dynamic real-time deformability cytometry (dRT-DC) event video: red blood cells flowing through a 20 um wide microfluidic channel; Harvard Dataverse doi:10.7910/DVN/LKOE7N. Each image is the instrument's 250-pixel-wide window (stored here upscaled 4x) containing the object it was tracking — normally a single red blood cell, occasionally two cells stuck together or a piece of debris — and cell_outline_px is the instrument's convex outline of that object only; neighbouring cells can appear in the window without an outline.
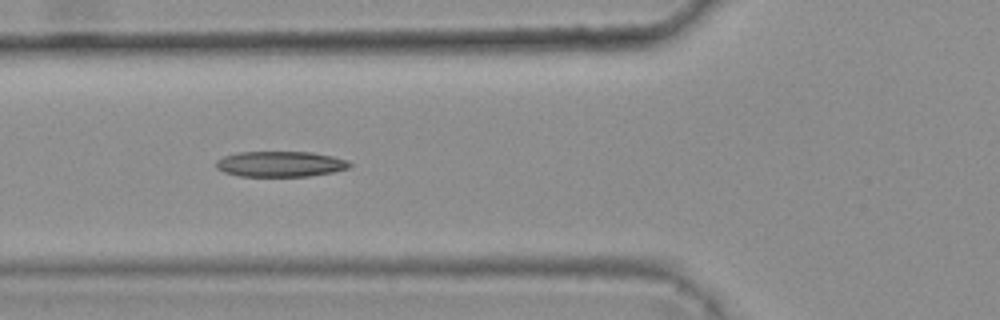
{"species": "common noctule bat (a hibernating species)", "species_latin": "Nyctalus noctula", "temperature_condition": "warm", "stored_images_in_passage": 8, "camera_frame_rate_fps": 3000, "um_per_image_px": 0.085, "animal": {"sex": "female", "body_mass_g": 25.1}, "frame": {"image": 1, "passage_image": 4, "time_ms": 1.0, "image_size_px": [1000, 320], "cell_outline_px": [[352, 164], [348, 168], [332, 172], [308, 176], [240, 176], [224, 172], [216, 168], [216, 160], [224, 156], [236, 152], [312, 152], [332, 156], [348, 160]], "centroid_in_image_um": [23.82, 13.93], "position_along_channel_um": 102.0, "area_um2": 19.88}}
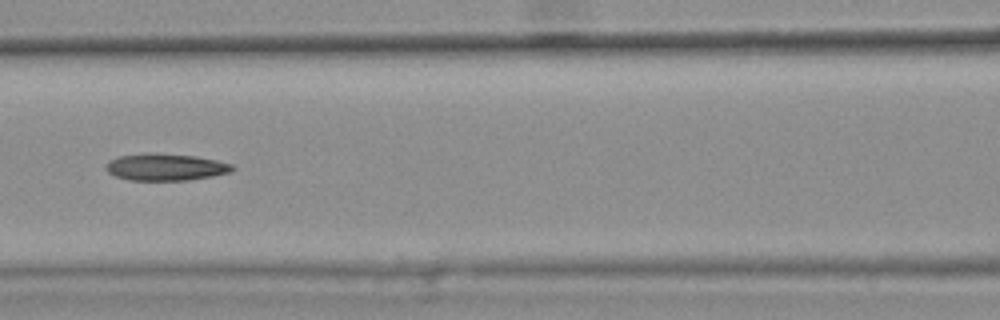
{"frame": {"image": 2, "passage_image": 5, "time_ms": 1.333, "image_size_px": [1000, 320], "cell_outline_px": [[236, 168], [232, 172], [212, 176], [188, 180], [128, 180], [116, 176], [108, 172], [104, 168], [108, 160], [116, 156], [148, 152], [152, 152], [196, 156], [216, 160], [232, 164]], "centroid_in_image_um": [14.05, 14.19], "position_along_channel_um": 152.5, "area_um2": 20.17}}
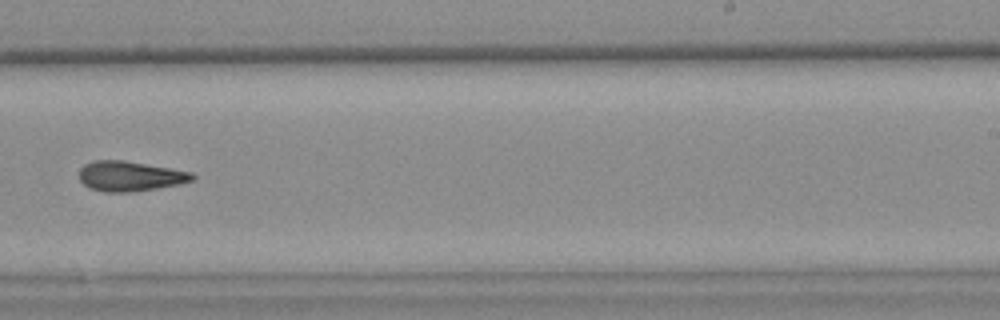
{"frame": {"image": 3, "passage_image": 8, "time_ms": 2.333, "image_size_px": [1000, 320], "cell_outline_px": [[196, 180], [180, 184], [132, 192], [104, 192], [88, 188], [80, 180], [80, 168], [84, 164], [92, 160], [124, 160], [172, 168], [192, 172], [196, 176]], "centroid_in_image_um": [11.07, 14.97], "position_along_channel_um": 277.9, "area_um2": 20.06}}